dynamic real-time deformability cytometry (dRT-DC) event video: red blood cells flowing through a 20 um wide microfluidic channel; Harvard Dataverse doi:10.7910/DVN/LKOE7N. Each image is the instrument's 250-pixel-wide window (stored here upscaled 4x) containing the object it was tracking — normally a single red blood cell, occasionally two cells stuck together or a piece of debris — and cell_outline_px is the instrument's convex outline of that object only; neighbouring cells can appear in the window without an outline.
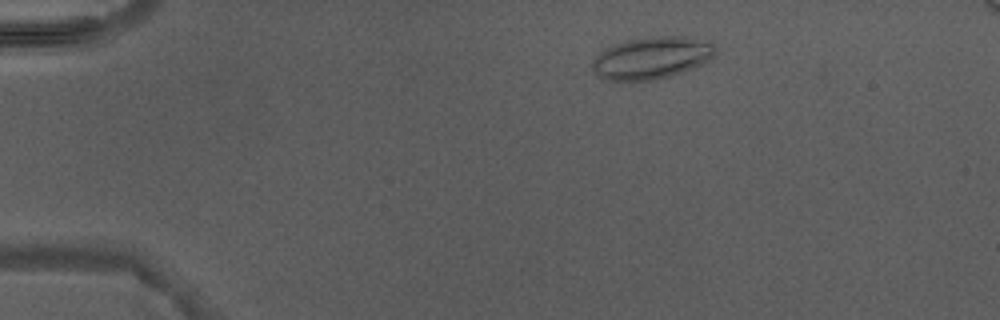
{"species": "Egyptian fruit bat (a non-hibernating species)", "species_latin": "Rousettus aegyptiacus", "temperature_condition": "warm", "stored_images_in_passage": 3, "camera_frame_rate_fps": 3000, "um_per_image_px": 0.085, "animal": {"sex": "male"}, "frame": {"image": 1, "passage_image": 1, "time_ms": 0.0, "image_size_px": [1000, 320], "cell_outline_px": [[716, 52], [708, 60], [692, 68], [668, 76], [652, 80], [608, 80], [596, 76], [592, 68], [592, 60], [604, 48], [628, 40], [652, 36], [684, 36], [712, 44], [716, 48]], "centroid_in_image_um": [55.33, 4.92], "position_along_channel_um": 29.7, "area_um2": 29.77}}